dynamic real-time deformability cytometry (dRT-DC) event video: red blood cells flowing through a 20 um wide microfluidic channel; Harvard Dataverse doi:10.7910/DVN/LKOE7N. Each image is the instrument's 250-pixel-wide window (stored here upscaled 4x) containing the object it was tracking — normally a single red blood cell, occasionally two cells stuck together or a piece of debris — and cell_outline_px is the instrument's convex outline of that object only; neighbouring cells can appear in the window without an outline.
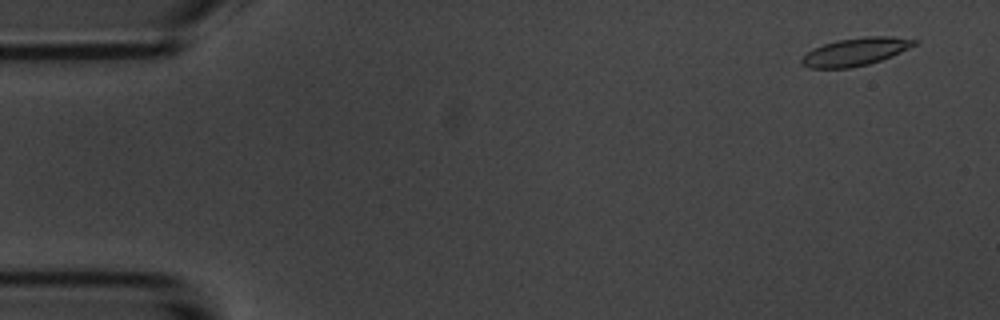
{"species": "common noctule bat (a hibernating species)", "species_latin": "Nyctalus noctula", "temperature_condition": "room temperature", "stored_images_in_passage": 7, "camera_frame_rate_fps": 3000, "um_per_image_px": 0.085, "animal": {"sex": "male", "body_mass_g": 20.1, "forearm_length_mm": 53.5}, "frame": {"image": 1, "passage_image": 1, "time_ms": 0.0, "image_size_px": [1000, 320], "cell_outline_px": [[920, 40], [916, 44], [892, 56], [868, 64], [848, 68], [808, 68], [800, 64], [800, 60], [812, 48], [836, 40], [864, 36], [888, 36]], "centroid_in_image_um": [72.69, 4.39], "position_along_channel_um": 12.3, "area_um2": 18.26}}
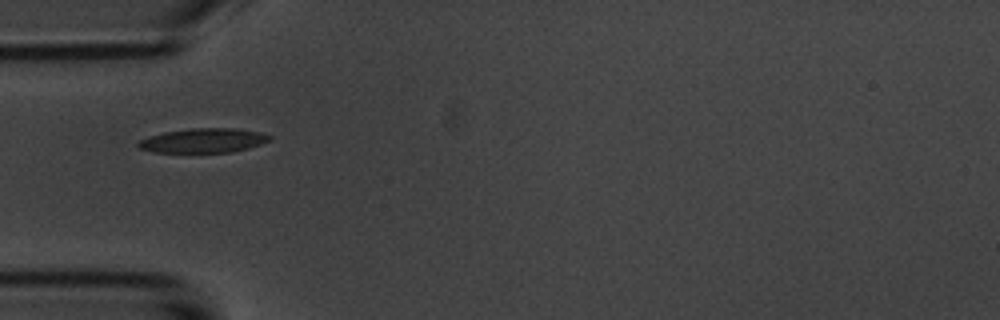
{"frame": {"image": 2, "passage_image": 5, "time_ms": 4.667, "image_size_px": [1000, 320], "cell_outline_px": [[272, 140], [248, 148], [232, 152], [152, 152], [140, 148], [136, 144], [140, 140], [148, 136], [164, 132], [192, 128], [236, 128], [260, 132], [272, 136]], "centroid_in_image_um": [17.3, 11.94], "position_along_channel_um": 67.7, "area_um2": 18.67}}
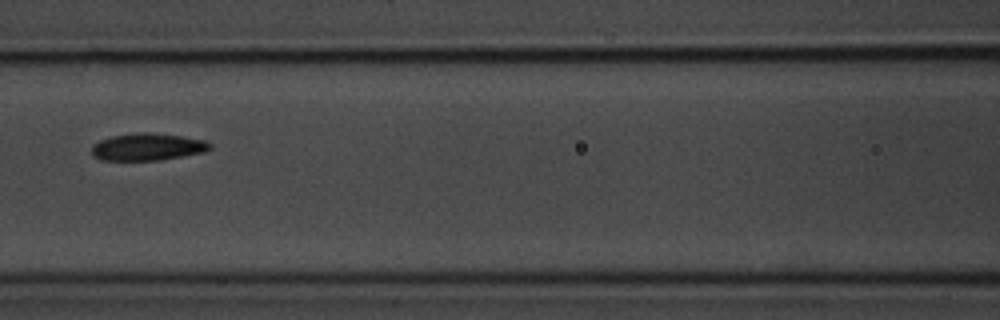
{"frame": {"image": 3, "passage_image": 7, "time_ms": 7.0, "image_size_px": [1000, 320], "cell_outline_px": [[212, 148], [204, 152], [160, 160], [100, 160], [92, 156], [92, 144], [100, 140], [112, 136], [136, 132], [152, 132], [180, 136], [204, 140], [212, 144]], "centroid_in_image_um": [12.52, 12.48], "position_along_channel_um": 154.1, "area_um2": 18.84}}